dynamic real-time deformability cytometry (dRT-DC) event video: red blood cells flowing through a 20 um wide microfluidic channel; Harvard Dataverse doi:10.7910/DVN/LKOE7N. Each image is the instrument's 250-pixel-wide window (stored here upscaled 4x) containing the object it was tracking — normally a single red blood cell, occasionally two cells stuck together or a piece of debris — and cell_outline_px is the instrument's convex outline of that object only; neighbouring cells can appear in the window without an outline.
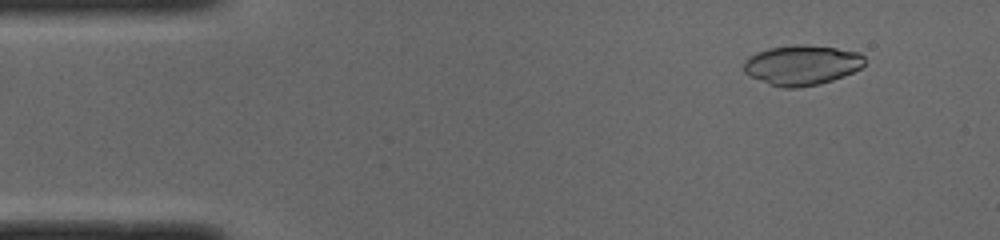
{"species": "common noctule bat (a hibernating species)", "species_latin": "Nyctalus noctula", "temperature_condition": "cold", "stored_images_in_passage": 50, "camera_frame_rate_fps": 3000, "um_per_image_px": 0.085, "animal": {"sex": "male", "body_mass_g": 19.0, "forearm_length_mm": 50.8}, "frame": {"image": 1, "passage_image": 5, "time_ms": 1.333, "image_size_px": [1000, 240], "cell_outline_px": [[864, 64], [860, 68], [844, 76], [820, 84], [796, 88], [784, 88], [748, 76], [744, 72], [744, 60], [748, 56], [756, 52], [768, 48], [796, 44], [808, 44], [836, 48], [860, 52], [864, 56]], "centroid_in_image_um": [68.14, 5.52], "position_along_channel_um": 16.9, "area_um2": 28.32}}
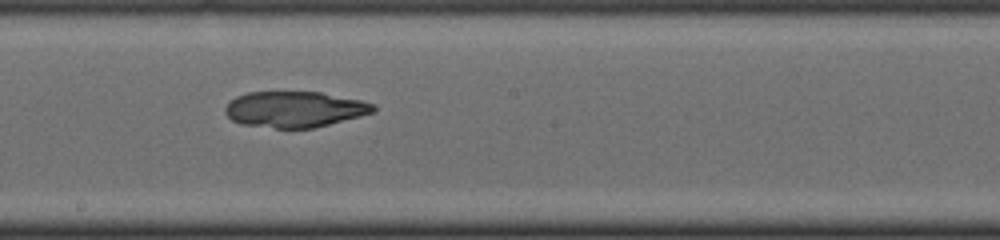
{"frame": {"image": 2, "passage_image": 27, "time_ms": 8.667, "image_size_px": [1000, 240], "cell_outline_px": [[376, 112], [312, 128], [276, 128], [240, 124], [232, 120], [224, 112], [224, 108], [228, 100], [236, 96], [248, 92], [320, 92], [360, 100], [376, 104]], "centroid_in_image_um": [25.01, 9.28], "position_along_channel_um": 223.2, "area_um2": 31.1}}
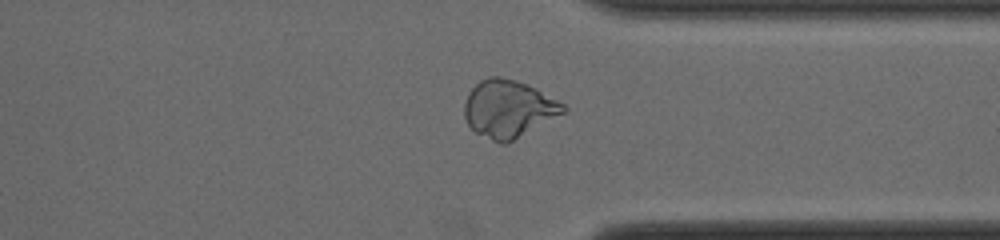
{"frame": {"image": 3, "passage_image": 38, "time_ms": 12.333, "image_size_px": [1000, 240], "cell_outline_px": [[568, 112], [504, 144], [500, 144], [476, 132], [468, 124], [464, 116], [464, 104], [468, 92], [480, 80], [488, 76], [500, 76], [516, 80], [536, 88], [564, 104], [568, 108]], "centroid_in_image_um": [43.23, 9.23], "position_along_channel_um": 368.2, "area_um2": 33.12}}